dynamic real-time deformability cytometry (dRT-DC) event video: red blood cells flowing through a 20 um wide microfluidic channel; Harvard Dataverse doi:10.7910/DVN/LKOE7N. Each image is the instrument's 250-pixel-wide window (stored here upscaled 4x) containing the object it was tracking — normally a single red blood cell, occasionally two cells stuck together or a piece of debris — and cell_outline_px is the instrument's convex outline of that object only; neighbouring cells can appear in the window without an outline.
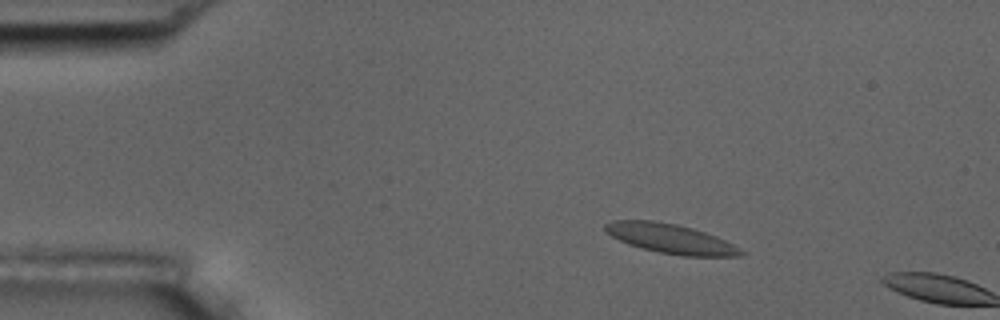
{"species": "common noctule bat (a hibernating species)", "species_latin": "Nyctalus noctula", "temperature_condition": "room temperature", "stored_images_in_passage": 3, "camera_frame_rate_fps": 3000, "um_per_image_px": 0.085, "animal": {"sex": "male", "body_mass_g": 17.5, "forearm_length_mm": 52.3}, "frame": {"image": 1, "passage_image": 2, "time_ms": 1.333, "image_size_px": [1000, 320], "cell_outline_px": [[744, 252], [740, 256], [684, 256], [660, 252], [628, 244], [604, 232], [604, 224], [612, 220], [652, 220], [676, 224], [692, 228], [716, 236], [740, 248]], "centroid_in_image_um": [56.97, 20.27], "position_along_channel_um": 28.0, "area_um2": 23.12}}